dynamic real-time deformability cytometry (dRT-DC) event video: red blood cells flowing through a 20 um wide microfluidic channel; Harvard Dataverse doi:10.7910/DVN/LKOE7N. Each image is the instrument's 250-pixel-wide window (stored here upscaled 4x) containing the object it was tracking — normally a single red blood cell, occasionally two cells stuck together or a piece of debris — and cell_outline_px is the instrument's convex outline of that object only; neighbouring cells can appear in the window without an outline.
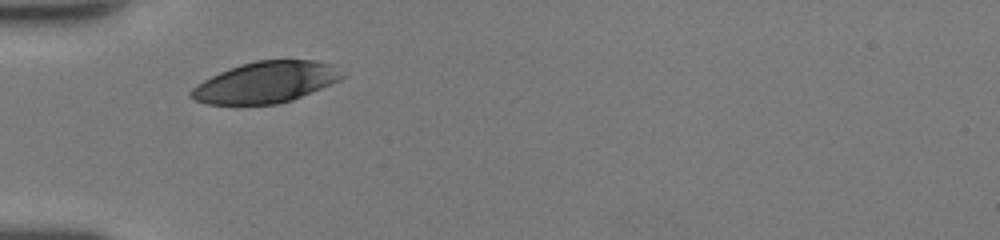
{"species": "human", "species_latin": "Homo sapiens", "temperature_condition": "room temperature", "stored_images_in_passage": 26, "camera_frame_rate_fps": 3000, "um_per_image_px": 0.085, "donor": {"sex": "female"}, "frame": {"image": 1, "passage_image": 1, "time_ms": 0.0, "image_size_px": [1000, 240], "cell_outline_px": [[344, 76], [340, 80], [292, 100], [276, 104], [208, 104], [196, 100], [188, 96], [188, 92], [192, 88], [204, 80], [220, 72], [240, 64], [256, 60], [316, 60], [332, 64]], "centroid_in_image_um": [22.57, 6.99], "position_along_channel_um": 62.4, "area_um2": 35.95}}
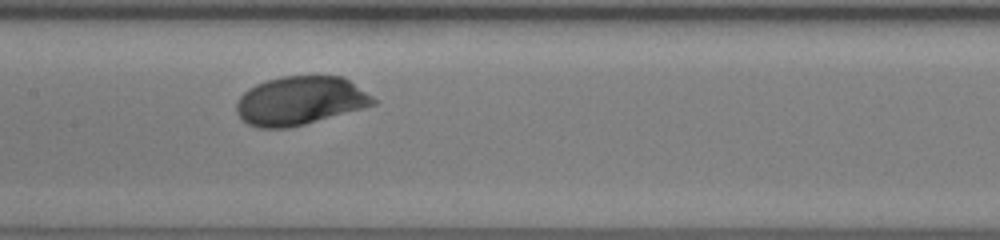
{"frame": {"image": 2, "passage_image": 10, "time_ms": 3.0, "image_size_px": [1000, 240], "cell_outline_px": [[376, 104], [364, 108], [304, 124], [288, 128], [260, 128], [248, 124], [236, 112], [236, 100], [248, 88], [256, 84], [280, 76], [344, 76], [372, 96], [376, 100]], "centroid_in_image_um": [25.5, 8.55], "position_along_channel_um": 181.9, "area_um2": 38.73}}
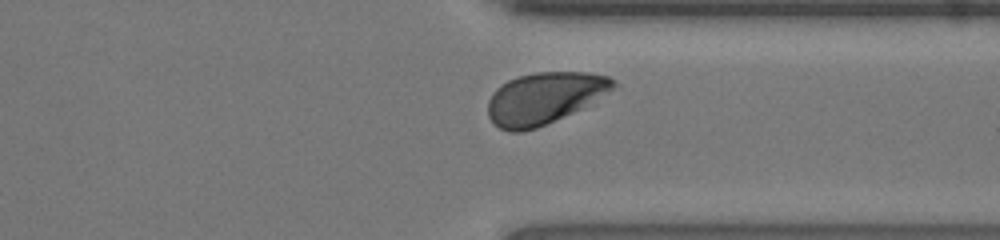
{"frame": {"image": 3, "passage_image": 23, "time_ms": 7.333, "image_size_px": [1000, 240], "cell_outline_px": [[620, 84], [580, 108], [536, 128], [520, 132], [508, 132], [500, 128], [488, 116], [488, 100], [492, 92], [496, 88], [508, 80], [520, 76], [536, 72], [588, 72], [608, 76], [616, 80]], "centroid_in_image_um": [46.24, 8.32], "position_along_channel_um": 365.2, "area_um2": 37.22}, "authors_computed_cell_mechanics": {"area_um2": 37.5122, "velocity_mm_per_s": 4.1997, "shape_relaxation_time_tau1_ms": 1.8134, "shape_relaxation_time_tau2_ms": null, "deformation_change_tau1": 0.119, "deformation_change_tau2": null}}